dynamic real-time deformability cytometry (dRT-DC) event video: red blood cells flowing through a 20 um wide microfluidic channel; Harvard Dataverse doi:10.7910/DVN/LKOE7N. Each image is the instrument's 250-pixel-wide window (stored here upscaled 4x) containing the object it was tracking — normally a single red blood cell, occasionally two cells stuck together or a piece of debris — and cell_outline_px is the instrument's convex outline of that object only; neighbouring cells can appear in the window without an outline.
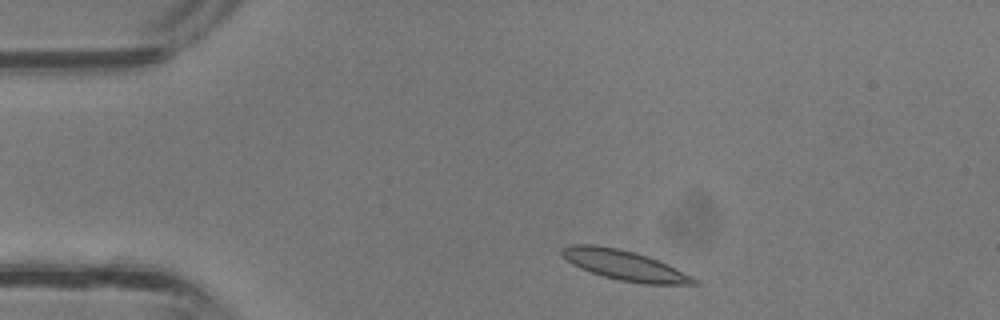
{"species": "common noctule bat (a hibernating species)", "species_latin": "Nyctalus noctula", "temperature_condition": "room temperature", "stored_images_in_passage": 32, "camera_frame_rate_fps": 3000, "um_per_image_px": 0.085, "animal": {"sex": "male", "body_mass_g": 13.3}, "frame": {"image": 1, "passage_image": 2, "time_ms": 0.333, "image_size_px": [1000, 320], "cell_outline_px": [[700, 284], [640, 284], [620, 280], [604, 276], [580, 268], [572, 264], [560, 252], [560, 248], [572, 244], [592, 244], [616, 248], [648, 256], [668, 264], [700, 280]], "centroid_in_image_um": [53.11, 22.55], "position_along_channel_um": 31.9, "area_um2": 22.95}}
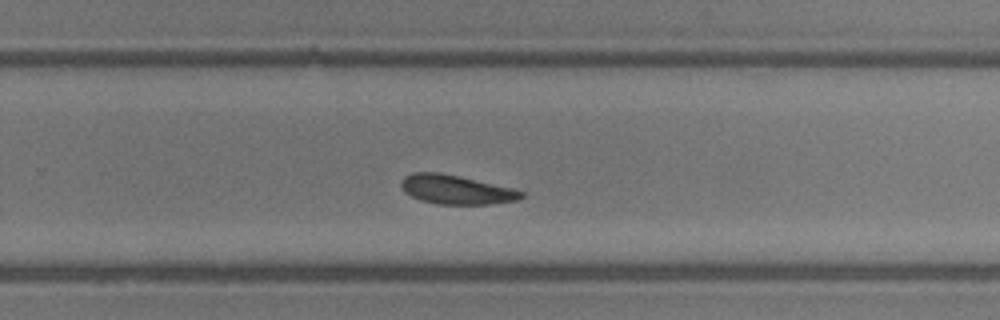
{"frame": {"image": 2, "passage_image": 19, "time_ms": 6.0, "image_size_px": [1000, 320], "cell_outline_px": [[524, 196], [516, 200], [488, 204], [436, 204], [420, 200], [404, 192], [400, 184], [404, 176], [412, 172], [440, 172], [512, 188], [524, 192]], "centroid_in_image_um": [38.72, 16.11], "position_along_channel_um": 291.1, "area_um2": 20.23}}
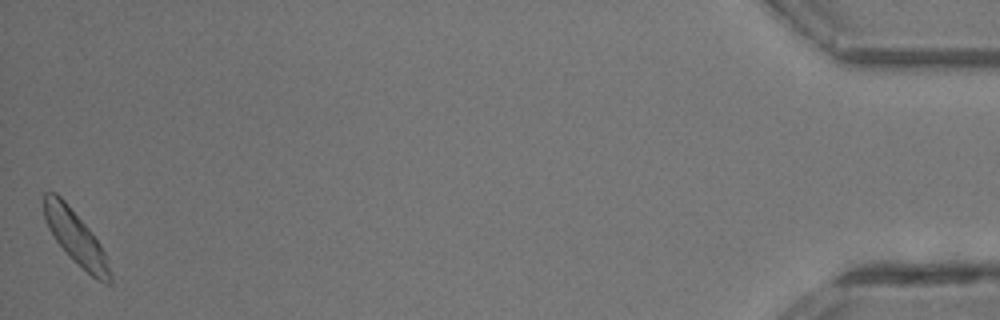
{"frame": {"image": 3, "passage_image": 32, "time_ms": 10.333, "image_size_px": [1000, 320], "cell_outline_px": [[112, 284], [108, 284], [96, 280], [72, 260], [56, 240], [48, 228], [44, 216], [44, 192], [56, 192], [64, 200], [88, 228], [100, 244], [104, 252], [112, 276]], "centroid_in_image_um": [6.44, 20.23], "position_along_channel_um": 428.8, "area_um2": 20.35}}